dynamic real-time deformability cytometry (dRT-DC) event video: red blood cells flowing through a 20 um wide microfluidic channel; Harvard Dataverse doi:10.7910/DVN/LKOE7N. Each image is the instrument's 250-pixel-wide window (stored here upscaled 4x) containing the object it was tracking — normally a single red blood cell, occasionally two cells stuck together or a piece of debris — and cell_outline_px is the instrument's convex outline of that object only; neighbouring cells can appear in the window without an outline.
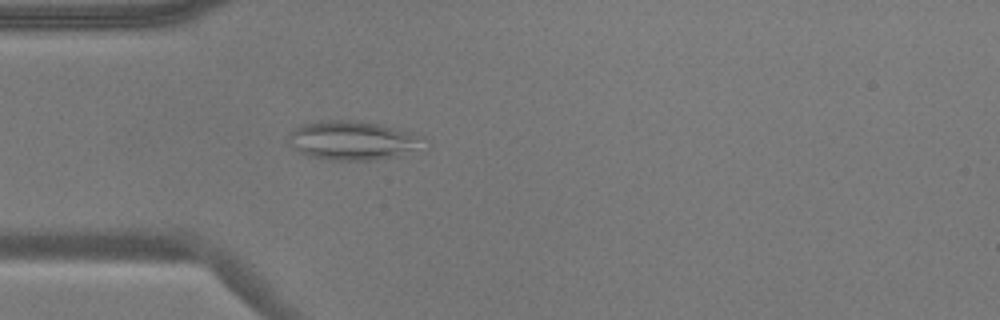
{"species": "common noctule bat (a hibernating species)", "species_latin": "Nyctalus noctula", "temperature_condition": "warm", "stored_images_in_passage": 43, "camera_frame_rate_fps": 3000, "um_per_image_px": 0.085, "animal": {"sex": "male", "body_mass_g": 17.9}, "frame": {"image": 1, "passage_image": 4, "time_ms": 1.0, "image_size_px": [1000, 320], "cell_outline_px": [[428, 148], [396, 156], [372, 160], [332, 160], [312, 156], [296, 152], [288, 144], [288, 132], [300, 124], [320, 120], [356, 120], [380, 124], [412, 132], [424, 136], [428, 140]], "centroid_in_image_um": [30.03, 11.93], "position_along_channel_um": 55.0, "area_um2": 31.67}}
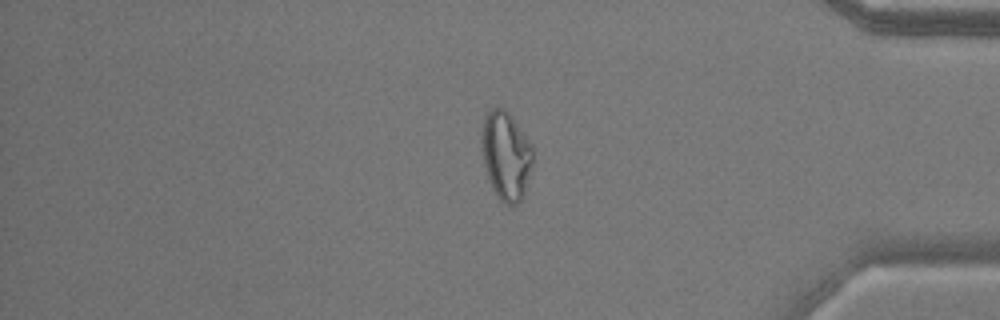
{"frame": {"image": 2, "passage_image": 34, "time_ms": 11.0, "image_size_px": [1000, 320], "cell_outline_px": [[532, 164], [524, 192], [520, 200], [516, 204], [504, 204], [496, 196], [492, 188], [484, 164], [480, 140], [484, 116], [492, 108], [504, 108], [508, 112], [532, 144]], "centroid_in_image_um": [42.99, 13.21], "position_along_channel_um": 392.2, "area_um2": 26.24}}
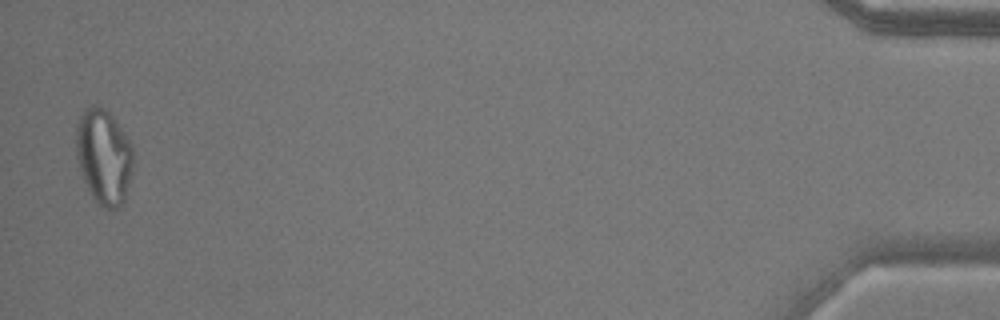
{"frame": {"image": 3, "passage_image": 42, "time_ms": 13.667, "image_size_px": [1000, 320], "cell_outline_px": [[132, 172], [124, 204], [116, 208], [104, 208], [92, 196], [84, 180], [76, 156], [76, 124], [84, 108], [96, 104], [104, 108], [112, 116], [132, 144]], "centroid_in_image_um": [8.82, 13.29], "position_along_channel_um": 426.4, "area_um2": 31.62}, "authors_computed_cell_mechanics": {"area_um2": 25.9522, "velocity_mm_per_s": 3.693, "shape_relaxation_time_tau1_ms": null, "shape_relaxation_time_tau2_ms": 0.9786, "deformation_change_tau1": null, "deformation_change_tau2": 0.0959}}